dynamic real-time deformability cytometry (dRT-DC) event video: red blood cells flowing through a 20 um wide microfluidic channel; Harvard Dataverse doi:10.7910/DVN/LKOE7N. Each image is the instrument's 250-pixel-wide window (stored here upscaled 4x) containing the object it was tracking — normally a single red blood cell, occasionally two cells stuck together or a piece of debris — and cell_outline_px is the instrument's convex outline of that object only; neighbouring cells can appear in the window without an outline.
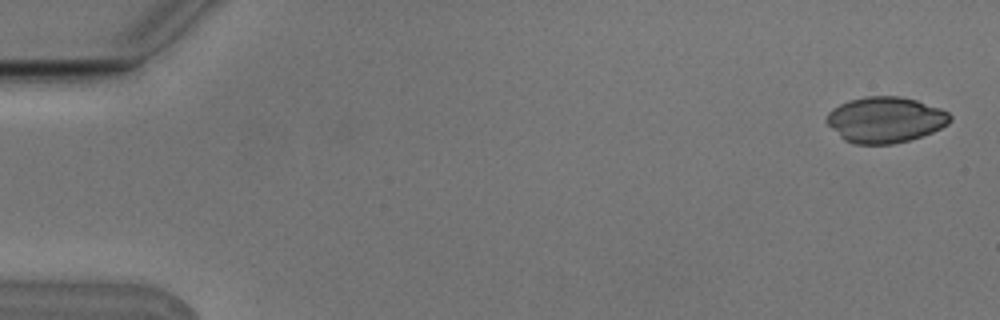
{"species": "Egyptian fruit bat (a non-hibernating species)", "species_latin": "Rousettus aegyptiacus", "temperature_condition": "cold", "stored_images_in_passage": 5, "camera_frame_rate_fps": 3000, "um_per_image_px": 0.085, "animal": {"sex": "male"}, "frame": {"image": 1, "passage_image": 1, "time_ms": 0.0, "image_size_px": [1000, 320], "cell_outline_px": [[952, 120], [948, 124], [932, 132], [908, 140], [892, 144], [856, 144], [844, 140], [824, 120], [828, 112], [832, 108], [848, 100], [864, 96], [900, 96], [916, 100], [940, 108], [948, 112], [952, 116]], "centroid_in_image_um": [75.24, 10.16], "position_along_channel_um": 9.8, "area_um2": 33.0}}